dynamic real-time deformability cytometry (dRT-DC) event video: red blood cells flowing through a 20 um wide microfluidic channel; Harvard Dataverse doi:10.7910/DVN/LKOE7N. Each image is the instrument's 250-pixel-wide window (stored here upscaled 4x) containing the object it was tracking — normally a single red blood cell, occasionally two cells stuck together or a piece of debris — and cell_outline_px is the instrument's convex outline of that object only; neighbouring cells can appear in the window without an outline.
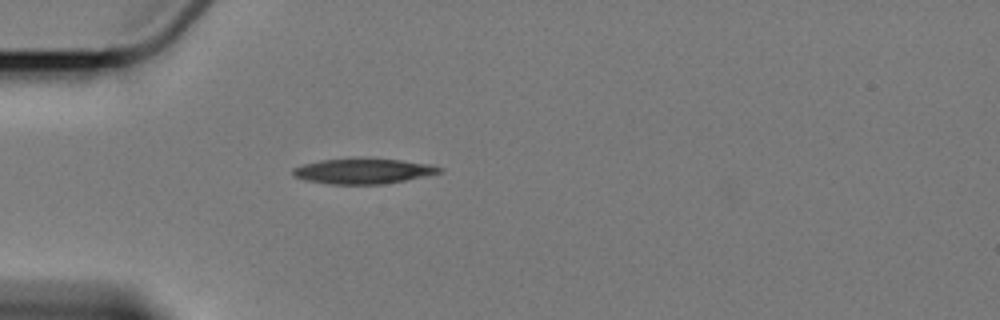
{"species": "Egyptian fruit bat (a non-hibernating species)", "species_latin": "Rousettus aegyptiacus", "temperature_condition": "cold", "stored_images_in_passage": 1, "camera_frame_rate_fps": 3000, "um_per_image_px": 0.085, "animal": {"sex": "female"}, "frame": {"image": 1, "passage_image": 1, "time_ms": 0.0, "image_size_px": [1000, 320], "cell_outline_px": [[444, 172], [404, 180], [380, 184], [332, 184], [304, 180], [296, 176], [292, 172], [292, 168], [304, 164], [320, 160], [364, 156], [400, 160], [432, 164], [444, 168]], "centroid_in_image_um": [30.9, 14.51], "position_along_channel_um": 54.1, "area_um2": 22.08}}